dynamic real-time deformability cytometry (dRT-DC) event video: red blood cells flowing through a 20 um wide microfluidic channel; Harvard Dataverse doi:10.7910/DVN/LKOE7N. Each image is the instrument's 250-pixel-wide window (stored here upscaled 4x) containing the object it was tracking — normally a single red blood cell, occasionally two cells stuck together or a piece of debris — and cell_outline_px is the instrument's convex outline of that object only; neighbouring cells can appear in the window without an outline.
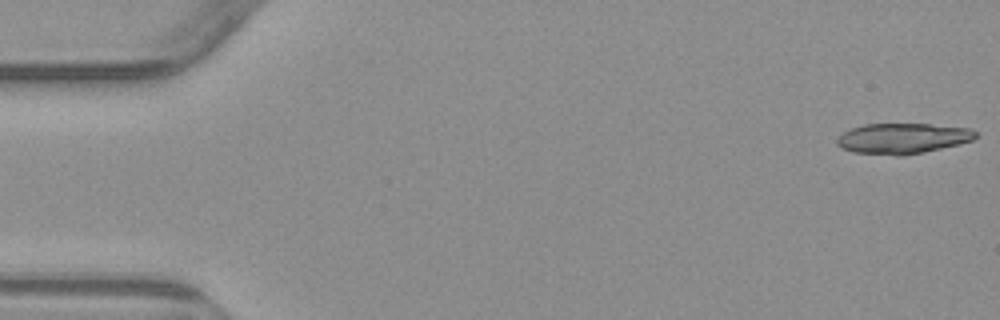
{"species": "common noctule bat (a hibernating species)", "species_latin": "Nyctalus noctula", "temperature_condition": "warm", "stored_images_in_passage": 5, "camera_frame_rate_fps": 3000, "um_per_image_px": 0.085, "animal": {"sex": "male", "body_mass_g": 23.1, "forearm_length_mm": 52.7}, "frame": {"image": 1, "passage_image": 1, "time_ms": 0.0, "image_size_px": [1000, 320], "cell_outline_px": [[980, 136], [972, 140], [924, 152], [900, 156], [896, 156], [852, 152], [836, 144], [836, 140], [844, 132], [852, 128], [864, 124], [928, 124], [972, 128]], "centroid_in_image_um": [76.74, 11.76], "position_along_channel_um": 8.3, "area_um2": 24.57}}
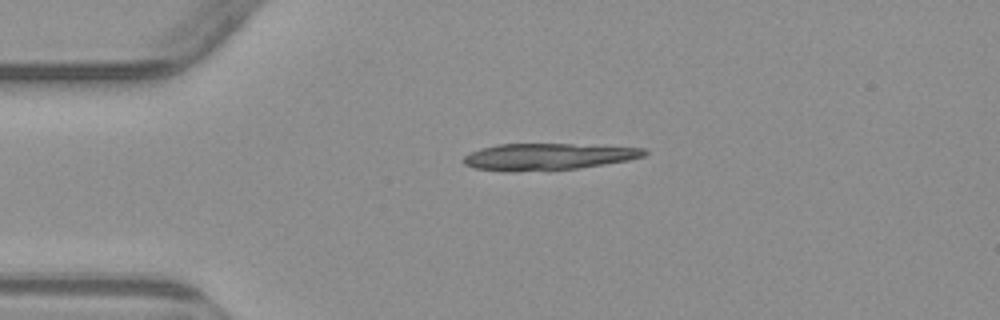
{"frame": {"image": 2, "passage_image": 4, "time_ms": 3.667, "image_size_px": [1000, 320], "cell_outline_px": [[648, 152], [644, 156], [628, 160], [604, 164], [576, 168], [508, 172], [476, 168], [464, 164], [460, 160], [464, 156], [480, 148], [496, 144], [572, 144], [644, 148]], "centroid_in_image_um": [46.52, 13.31], "position_along_channel_um": 38.5, "area_um2": 27.92}}